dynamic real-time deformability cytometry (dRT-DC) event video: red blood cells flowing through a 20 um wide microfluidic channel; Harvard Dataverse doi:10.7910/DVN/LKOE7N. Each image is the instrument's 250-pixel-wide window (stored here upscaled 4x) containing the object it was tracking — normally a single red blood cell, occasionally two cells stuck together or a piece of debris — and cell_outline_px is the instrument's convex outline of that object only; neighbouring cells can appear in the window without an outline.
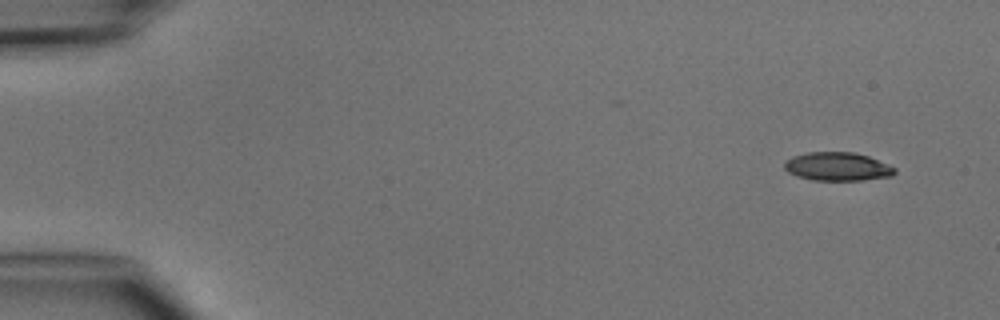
{"species": "common noctule bat (a hibernating species)", "species_latin": "Nyctalus noctula", "temperature_condition": "cold", "stored_images_in_passage": 6, "camera_frame_rate_fps": 3000, "um_per_image_px": 0.085, "animal": {"sex": "male", "body_mass_g": 15.6}, "frame": {"image": 1, "passage_image": 6, "time_ms": 6.0, "image_size_px": [1000, 320], "cell_outline_px": [[896, 172], [892, 176], [860, 180], [812, 180], [796, 176], [788, 172], [784, 168], [784, 160], [792, 156], [808, 152], [852, 152], [868, 156], [896, 168]], "centroid_in_image_um": [71.15, 14.15], "position_along_channel_um": 13.9, "area_um2": 18.32}}